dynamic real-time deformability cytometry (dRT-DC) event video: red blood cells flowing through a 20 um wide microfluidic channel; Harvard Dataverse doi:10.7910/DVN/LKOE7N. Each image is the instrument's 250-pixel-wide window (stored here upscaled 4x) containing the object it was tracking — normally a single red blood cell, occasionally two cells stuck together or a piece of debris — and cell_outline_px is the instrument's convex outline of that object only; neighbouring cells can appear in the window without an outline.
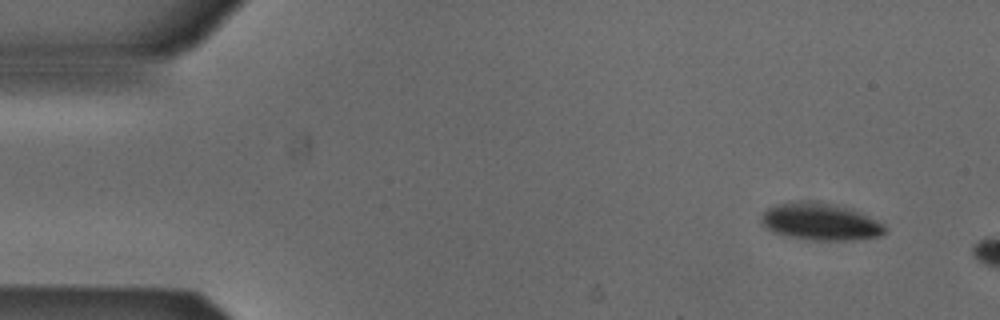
{"species": "Egyptian fruit bat (a non-hibernating species)", "species_latin": "Rousettus aegyptiacus", "temperature_condition": "cold", "stored_images_in_passage": 3, "camera_frame_rate_fps": 3000, "um_per_image_px": 0.085, "animal": {"sex": "male"}, "frame": {"image": 1, "passage_image": 1, "time_ms": 0.0, "image_size_px": [1000, 320], "cell_outline_px": [[888, 232], [880, 236], [852, 240], [808, 240], [788, 236], [772, 232], [764, 228], [760, 224], [760, 220], [764, 212], [768, 208], [780, 204], [828, 204], [852, 208], [880, 220], [888, 228]], "centroid_in_image_um": [69.82, 18.9], "position_along_channel_um": 15.2, "area_um2": 26.36}}